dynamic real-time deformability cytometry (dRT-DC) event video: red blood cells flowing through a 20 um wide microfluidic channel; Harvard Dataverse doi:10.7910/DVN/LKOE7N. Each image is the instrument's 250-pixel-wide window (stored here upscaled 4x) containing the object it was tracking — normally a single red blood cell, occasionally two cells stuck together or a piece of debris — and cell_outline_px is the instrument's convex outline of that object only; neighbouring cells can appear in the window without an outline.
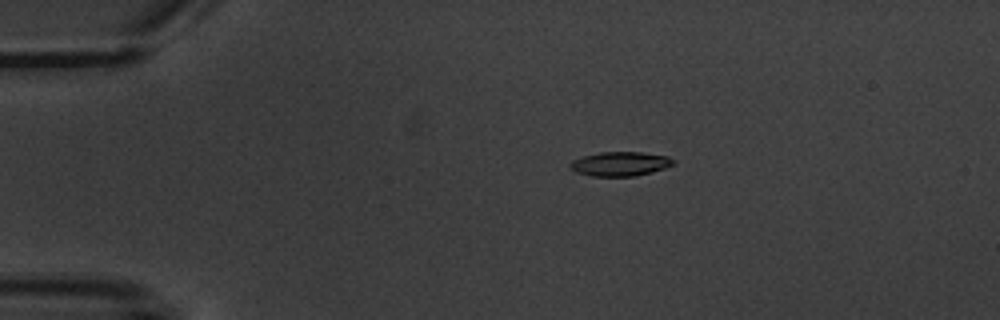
{"species": "common noctule bat (a hibernating species)", "species_latin": "Nyctalus noctula", "temperature_condition": "warm", "stored_images_in_passage": 6, "camera_frame_rate_fps": 3000, "um_per_image_px": 0.085, "animal": {"sex": "male", "body_mass_g": 20.1, "forearm_length_mm": 53.5}, "frame": {"image": 1, "passage_image": 3, "time_ms": 3.0, "image_size_px": [1000, 320], "cell_outline_px": [[676, 164], [652, 172], [636, 176], [592, 176], [576, 172], [568, 164], [572, 160], [584, 156], [600, 152], [640, 152], [668, 156], [676, 160]], "centroid_in_image_um": [52.75, 13.92], "position_along_channel_um": 32.2, "area_um2": 14.62}}
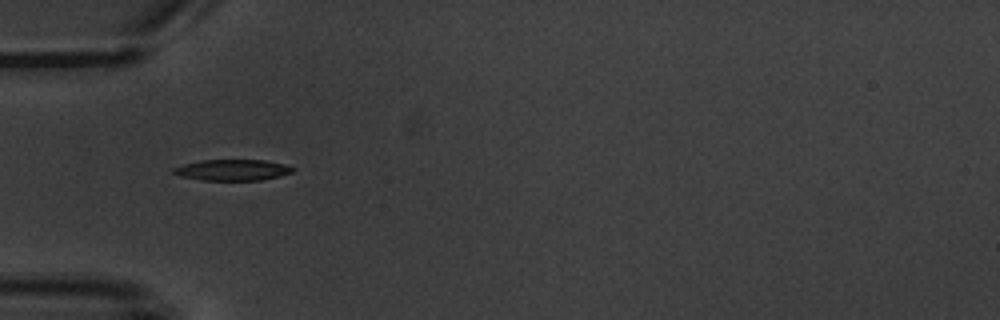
{"frame": {"image": 2, "passage_image": 5, "time_ms": 5.333, "image_size_px": [1000, 320], "cell_outline_px": [[296, 168], [292, 172], [280, 176], [260, 180], [200, 180], [180, 176], [172, 172], [172, 168], [184, 164], [200, 160], [264, 160], [284, 164]], "centroid_in_image_um": [19.75, 14.45], "position_along_channel_um": 65.3, "area_um2": 14.62}}